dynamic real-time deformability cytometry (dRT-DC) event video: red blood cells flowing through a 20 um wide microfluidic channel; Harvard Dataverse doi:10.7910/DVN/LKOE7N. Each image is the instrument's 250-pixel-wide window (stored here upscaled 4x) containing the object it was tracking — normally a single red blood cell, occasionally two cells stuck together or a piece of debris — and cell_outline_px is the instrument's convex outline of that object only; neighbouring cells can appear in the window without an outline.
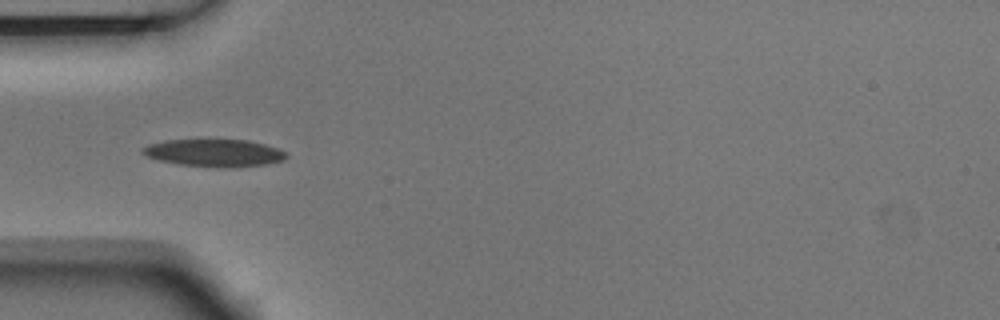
{"species": "Egyptian fruit bat (a non-hibernating species)", "species_latin": "Rousettus aegyptiacus", "temperature_condition": "room temperature", "stored_images_in_passage": 3, "camera_frame_rate_fps": 3000, "um_per_image_px": 0.085, "animal": {"sex": "male"}, "frame": {"image": 1, "passage_image": 1, "time_ms": 0.0, "image_size_px": [1000, 320], "cell_outline_px": [[288, 156], [284, 160], [264, 164], [232, 168], [216, 168], [180, 164], [160, 160], [144, 156], [140, 152], [140, 148], [148, 144], [164, 140], [248, 140], [264, 144], [288, 152]], "centroid_in_image_um": [18.19, 13.0], "position_along_channel_um": 66.8, "area_um2": 23.18}}
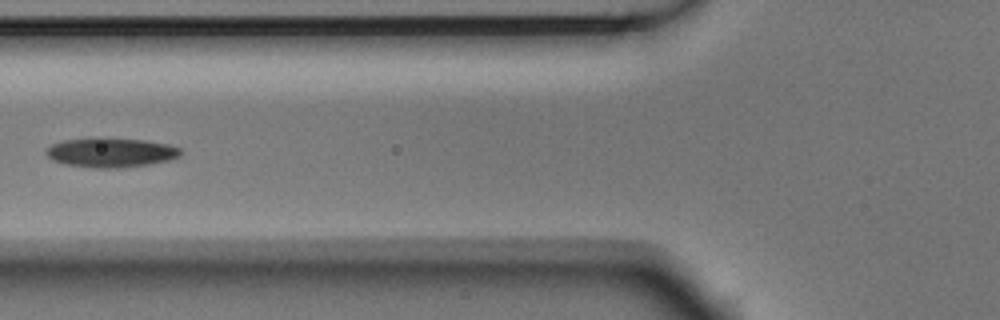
{"frame": {"image": 2, "passage_image": 2, "time_ms": 0.333, "image_size_px": [1000, 320], "cell_outline_px": [[180, 156], [168, 160], [148, 164], [120, 168], [92, 168], [64, 164], [52, 160], [44, 152], [52, 144], [64, 140], [100, 136], [104, 136], [144, 140], [168, 144], [180, 148]], "centroid_in_image_um": [9.39, 12.94], "position_along_channel_um": 116.4, "area_um2": 23.47}}
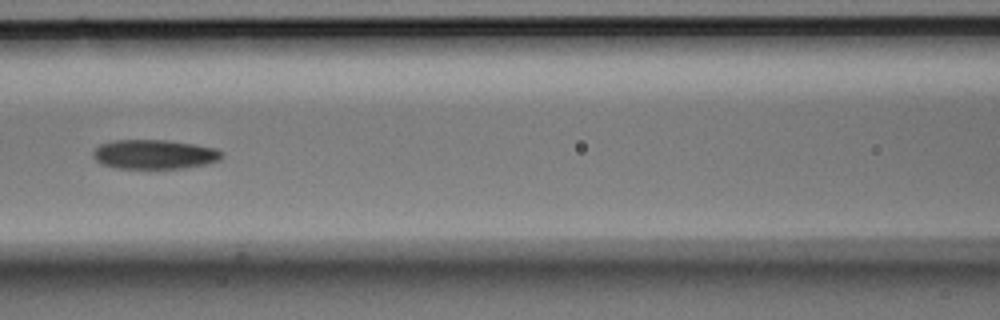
{"frame": {"image": 3, "passage_image": 3, "time_ms": 0.667, "image_size_px": [1000, 320], "cell_outline_px": [[224, 152], [220, 160], [204, 164], [184, 168], [116, 168], [100, 164], [92, 156], [92, 152], [100, 144], [112, 140], [168, 140], [196, 144], [216, 148]], "centroid_in_image_um": [13.11, 13.11], "position_along_channel_um": 153.5, "area_um2": 22.2}}